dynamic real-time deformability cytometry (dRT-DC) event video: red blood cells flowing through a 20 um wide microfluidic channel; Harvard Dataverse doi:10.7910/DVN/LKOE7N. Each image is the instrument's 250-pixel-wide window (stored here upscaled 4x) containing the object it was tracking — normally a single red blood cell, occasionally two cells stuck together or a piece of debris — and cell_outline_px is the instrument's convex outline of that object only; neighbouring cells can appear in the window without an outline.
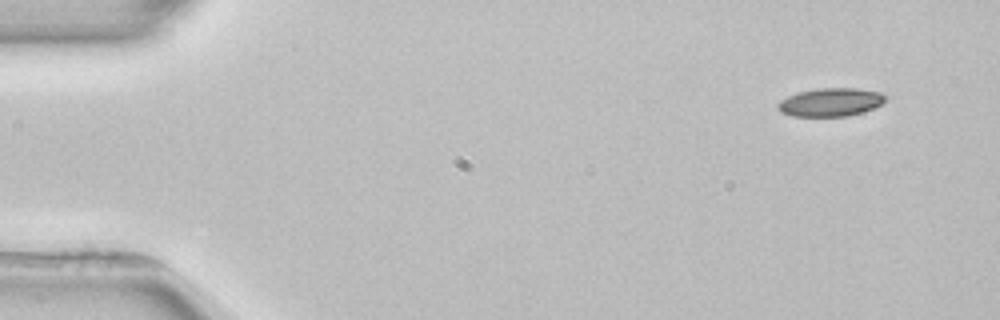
{"species": "common noctule bat (a hibernating species)", "species_latin": "Nyctalus noctula", "temperature_condition": "room temperature", "stored_images_in_passage": 3, "camera_frame_rate_fps": 3000, "um_per_image_px": 0.085, "animal": {"sex": "female", "body_mass_g": 22.7, "forearm_length_mm": 54.2}, "frame": {"image": 1, "passage_image": 1, "time_ms": 0.0, "image_size_px": [1000, 320], "cell_outline_px": [[888, 96], [880, 104], [864, 112], [848, 116], [792, 116], [780, 112], [776, 108], [776, 104], [780, 100], [788, 96], [800, 92], [820, 88], [856, 88], [880, 92]], "centroid_in_image_um": [70.58, 8.69], "position_along_channel_um": 14.4, "area_um2": 17.74}}
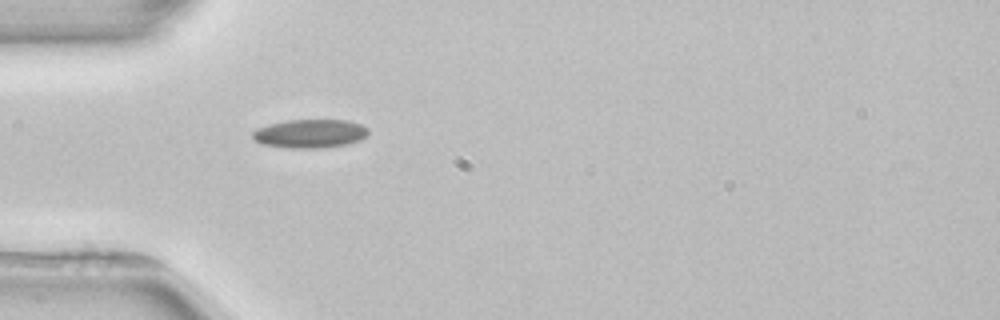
{"frame": {"image": 2, "passage_image": 3, "time_ms": 4.0, "image_size_px": [1000, 320], "cell_outline_px": [[368, 132], [360, 140], [344, 144], [320, 148], [288, 148], [260, 144], [252, 136], [252, 132], [256, 128], [268, 124], [288, 120], [348, 120], [360, 124], [368, 128]], "centroid_in_image_um": [26.31, 11.35], "position_along_channel_um": 58.7, "area_um2": 19.25}}